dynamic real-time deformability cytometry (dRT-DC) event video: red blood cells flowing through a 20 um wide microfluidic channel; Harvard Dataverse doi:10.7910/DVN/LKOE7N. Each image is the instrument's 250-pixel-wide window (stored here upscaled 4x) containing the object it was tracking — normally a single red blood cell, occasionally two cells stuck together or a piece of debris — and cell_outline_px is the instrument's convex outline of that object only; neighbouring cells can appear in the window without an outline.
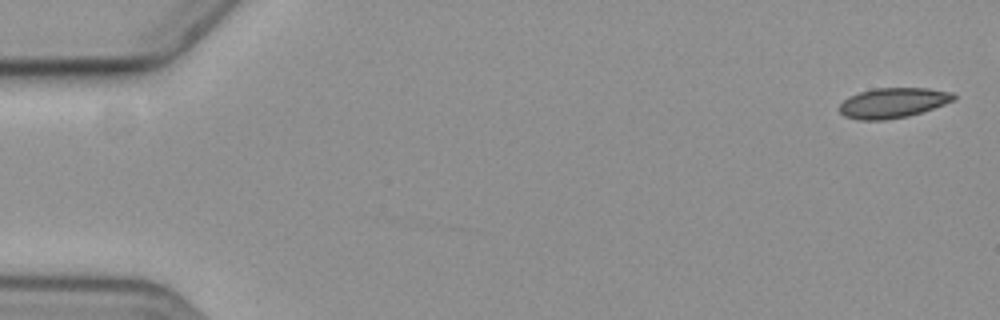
{"species": "common noctule bat (a hibernating species)", "species_latin": "Nyctalus noctula", "temperature_condition": "cold", "stored_images_in_passage": 2, "camera_frame_rate_fps": 3000, "um_per_image_px": 0.085, "animal": {"sex": "female", "body_mass_g": 19.3, "forearm_length_mm": 54.1}, "frame": {"image": 1, "passage_image": 2, "time_ms": 1.333, "image_size_px": [1000, 320], "cell_outline_px": [[956, 100], [908, 116], [884, 120], [856, 120], [844, 116], [840, 112], [840, 104], [848, 96], [872, 88], [928, 88], [952, 92], [956, 96]], "centroid_in_image_um": [75.89, 8.74], "position_along_channel_um": 9.1, "area_um2": 20.06}}